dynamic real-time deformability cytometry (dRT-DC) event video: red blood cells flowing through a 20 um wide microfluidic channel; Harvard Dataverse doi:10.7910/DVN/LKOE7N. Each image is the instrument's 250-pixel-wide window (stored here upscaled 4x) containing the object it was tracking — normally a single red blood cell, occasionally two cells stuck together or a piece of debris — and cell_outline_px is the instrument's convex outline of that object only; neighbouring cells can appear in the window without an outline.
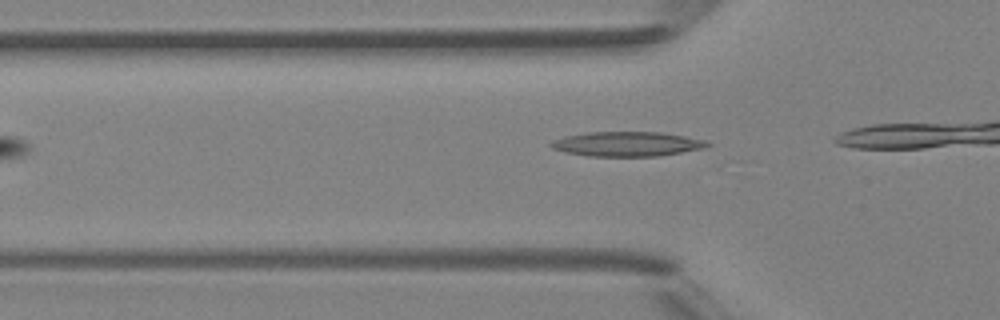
{"species": "Egyptian fruit bat (a non-hibernating species)", "species_latin": "Rousettus aegyptiacus", "temperature_condition": "room temperature", "stored_images_in_passage": 5, "camera_frame_rate_fps": 3000, "um_per_image_px": 0.085, "animal": {"sex": "female"}, "frame": {"image": 1, "passage_image": 4, "time_ms": 4.333, "image_size_px": [1000, 320], "cell_outline_px": [[712, 144], [704, 148], [656, 156], [588, 156], [564, 152], [552, 148], [548, 144], [552, 140], [564, 136], [588, 132], [660, 132], [708, 140]], "centroid_in_image_um": [53.28, 12.23], "position_along_channel_um": 72.5, "area_um2": 22.48}}